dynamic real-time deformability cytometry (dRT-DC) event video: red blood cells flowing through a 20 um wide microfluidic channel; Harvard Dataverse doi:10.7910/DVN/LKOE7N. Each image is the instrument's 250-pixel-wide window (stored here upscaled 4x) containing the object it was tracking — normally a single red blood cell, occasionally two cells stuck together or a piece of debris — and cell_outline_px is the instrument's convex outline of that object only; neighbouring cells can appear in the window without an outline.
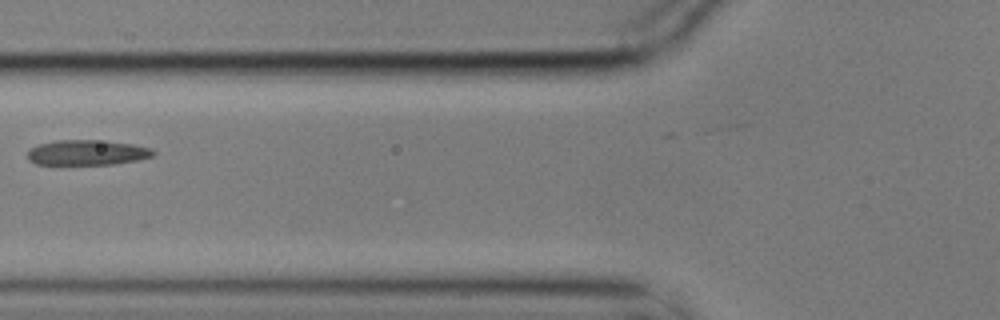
{"species": "common noctule bat (a hibernating species)", "species_latin": "Nyctalus noctula", "temperature_condition": "cold", "stored_images_in_passage": 5, "camera_frame_rate_fps": 3000, "um_per_image_px": 0.085, "animal": {"sex": "male", "body_mass_g": 17.9}, "frame": {"image": 1, "passage_image": 5, "time_ms": 1.333, "image_size_px": [1000, 320], "cell_outline_px": [[156, 152], [152, 156], [136, 160], [116, 164], [36, 164], [28, 160], [28, 148], [40, 144], [56, 140], [92, 140], [132, 144], [152, 148]], "centroid_in_image_um": [7.38, 12.97], "position_along_channel_um": 118.4, "area_um2": 18.32}}